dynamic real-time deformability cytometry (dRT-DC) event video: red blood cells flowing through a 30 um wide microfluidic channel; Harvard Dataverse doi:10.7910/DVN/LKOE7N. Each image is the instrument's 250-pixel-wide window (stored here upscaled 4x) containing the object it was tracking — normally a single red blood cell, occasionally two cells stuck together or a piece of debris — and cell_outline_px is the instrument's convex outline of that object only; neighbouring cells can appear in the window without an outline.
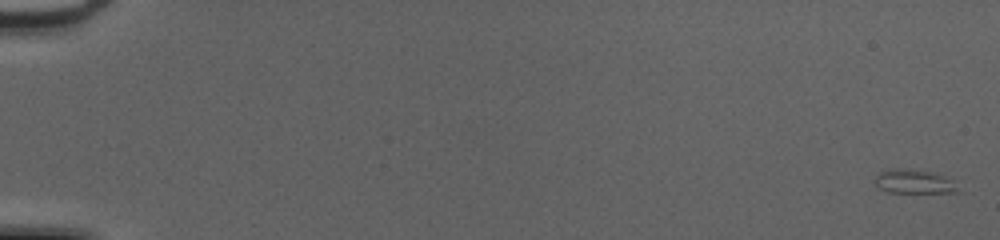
{"species": "common noctule bat (a hibernating species)", "species_latin": "Nyctalus noctula", "temperature_condition": "cold", "stored_images_in_passage": 51, "camera_frame_rate_fps": 3000, "um_per_image_px": 0.085, "animal": {"sex": "female", "body_mass_g": 20.0, "forearm_length_mm": 54.0}, "frame": {"image": 1, "passage_image": 1, "time_ms": 0.0, "image_size_px": [1000, 240], "cell_outline_px": [[964, 192], [888, 192], [880, 188], [876, 184], [876, 176], [880, 172], [896, 168], [900, 168], [928, 172], [944, 176]], "centroid_in_image_um": [77.69, 15.45], "position_along_channel_um": 7.3, "area_um2": 11.16}}
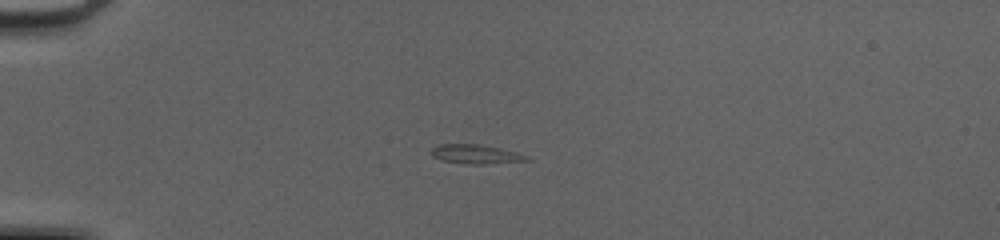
{"frame": {"image": 2, "passage_image": 15, "time_ms": 4.667, "image_size_px": [1000, 240], "cell_outline_px": [[532, 160], [484, 164], [468, 164], [440, 160], [432, 156], [432, 148], [440, 144], [480, 144], [500, 148], [516, 152], [528, 156]], "centroid_in_image_um": [40.45, 13.1], "position_along_channel_um": 44.6, "area_um2": 10.64}}